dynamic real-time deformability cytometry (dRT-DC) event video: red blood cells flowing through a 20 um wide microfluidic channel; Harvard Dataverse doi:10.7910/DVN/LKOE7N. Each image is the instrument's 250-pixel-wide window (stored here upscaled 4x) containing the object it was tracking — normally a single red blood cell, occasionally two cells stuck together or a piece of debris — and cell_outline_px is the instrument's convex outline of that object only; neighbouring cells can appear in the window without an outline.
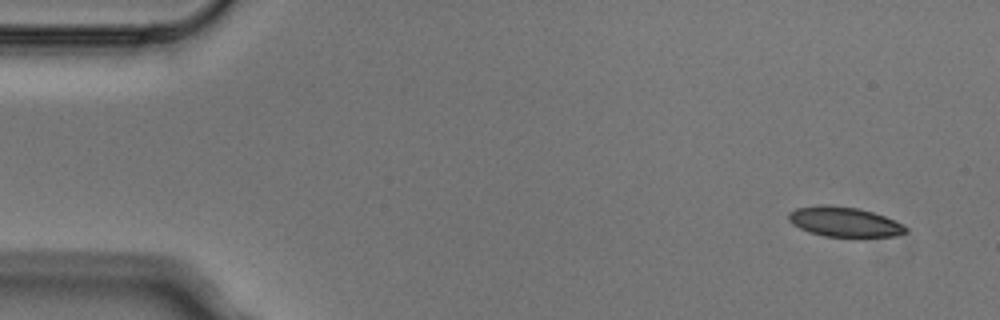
{"species": "Egyptian fruit bat (a non-hibernating species)", "species_latin": "Rousettus aegyptiacus", "temperature_condition": "cold", "stored_images_in_passage": 4, "camera_frame_rate_fps": 3000, "um_per_image_px": 0.085, "animal": {"sex": "male"}, "frame": {"image": 1, "passage_image": 1, "time_ms": 0.0, "image_size_px": [1000, 320], "cell_outline_px": [[908, 232], [896, 236], [824, 236], [808, 232], [792, 224], [788, 220], [788, 212], [796, 208], [820, 204], [824, 204], [856, 208], [872, 212], [884, 216], [908, 228]], "centroid_in_image_um": [71.71, 18.85], "position_along_channel_um": 13.3, "area_um2": 20.17}}
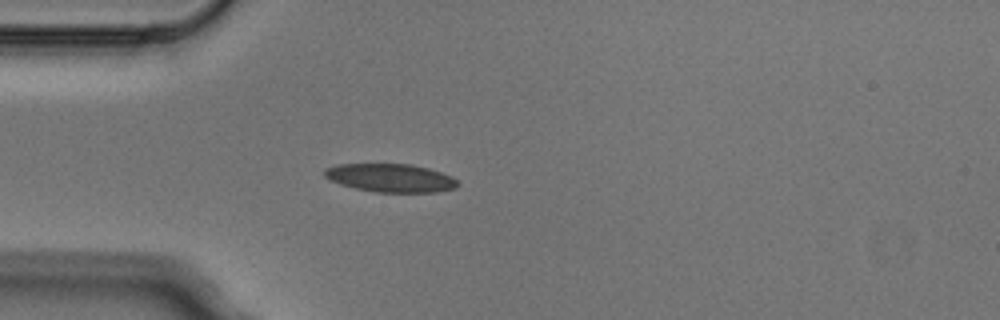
{"frame": {"image": 2, "passage_image": 4, "time_ms": 1.0, "image_size_px": [1000, 320], "cell_outline_px": [[460, 184], [456, 188], [436, 192], [376, 192], [356, 188], [340, 184], [328, 180], [324, 176], [324, 168], [336, 164], [412, 164], [428, 168], [452, 176]], "centroid_in_image_um": [33.18, 15.12], "position_along_channel_um": 51.8, "area_um2": 22.08}}